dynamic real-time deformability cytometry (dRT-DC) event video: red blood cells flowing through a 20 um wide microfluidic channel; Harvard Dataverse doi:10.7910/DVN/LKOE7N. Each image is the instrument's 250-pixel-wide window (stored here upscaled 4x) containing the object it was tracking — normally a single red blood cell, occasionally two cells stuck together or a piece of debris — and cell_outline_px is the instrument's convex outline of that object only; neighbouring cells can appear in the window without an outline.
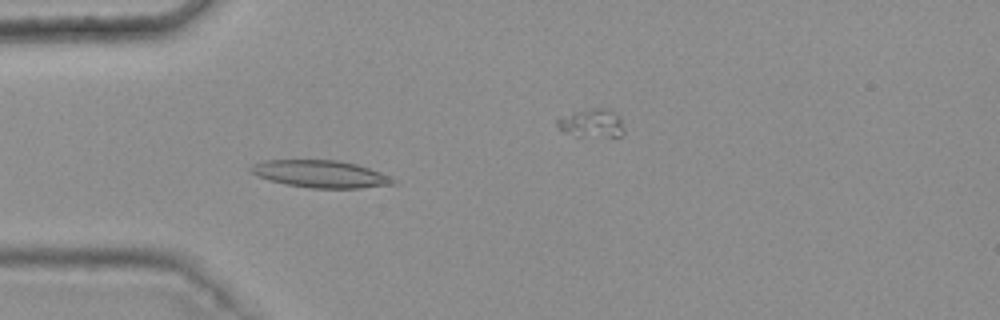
{"species": "common noctule bat (a hibernating species)", "species_latin": "Nyctalus noctula", "temperature_condition": "warm", "stored_images_in_passage": 47, "camera_frame_rate_fps": 3000, "um_per_image_px": 0.085, "animal": {"sex": "female", "body_mass_g": 25.1}, "frame": {"image": 1, "passage_image": 16, "time_ms": 5.0, "image_size_px": [1000, 320], "cell_outline_px": [[396, 184], [360, 188], [308, 188], [268, 180], [256, 176], [248, 168], [252, 164], [264, 160], [340, 160], [356, 164], [392, 176], [396, 180]], "centroid_in_image_um": [27.25, 14.78], "position_along_channel_um": 57.8, "area_um2": 22.77}}
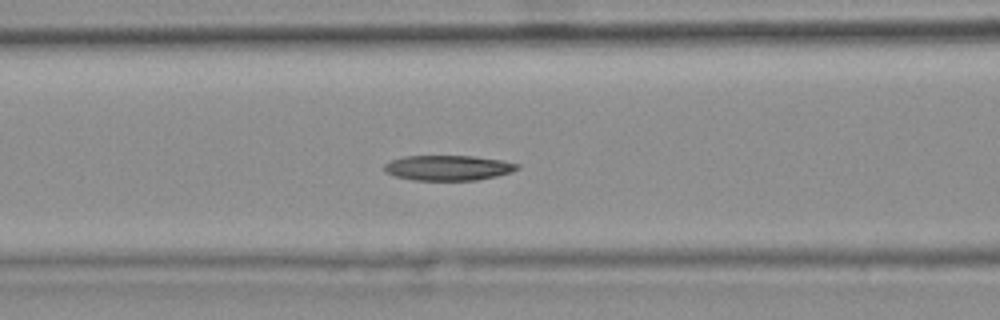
{"frame": {"image": 2, "passage_image": 22, "time_ms": 7.0, "image_size_px": [1000, 320], "cell_outline_px": [[520, 168], [512, 172], [496, 176], [476, 180], [412, 180], [396, 176], [384, 172], [384, 164], [392, 160], [404, 156], [476, 156], [500, 160], [520, 164]], "centroid_in_image_um": [38.1, 14.26], "position_along_channel_um": 128.5, "area_um2": 19.54}}
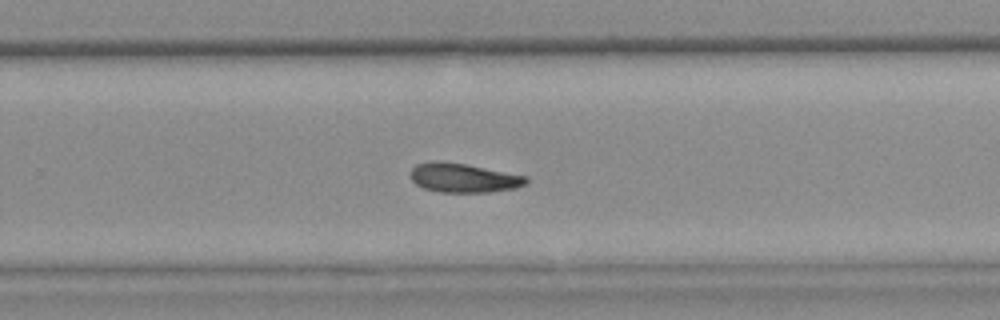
{"frame": {"image": 3, "passage_image": 35, "time_ms": 11.333, "image_size_px": [1000, 320], "cell_outline_px": [[528, 180], [524, 184], [516, 188], [488, 192], [440, 192], [424, 188], [416, 184], [412, 180], [412, 168], [416, 164], [432, 160], [436, 160], [464, 164], [528, 176]], "centroid_in_image_um": [39.39, 15.11], "position_along_channel_um": 290.4, "area_um2": 19.48}}